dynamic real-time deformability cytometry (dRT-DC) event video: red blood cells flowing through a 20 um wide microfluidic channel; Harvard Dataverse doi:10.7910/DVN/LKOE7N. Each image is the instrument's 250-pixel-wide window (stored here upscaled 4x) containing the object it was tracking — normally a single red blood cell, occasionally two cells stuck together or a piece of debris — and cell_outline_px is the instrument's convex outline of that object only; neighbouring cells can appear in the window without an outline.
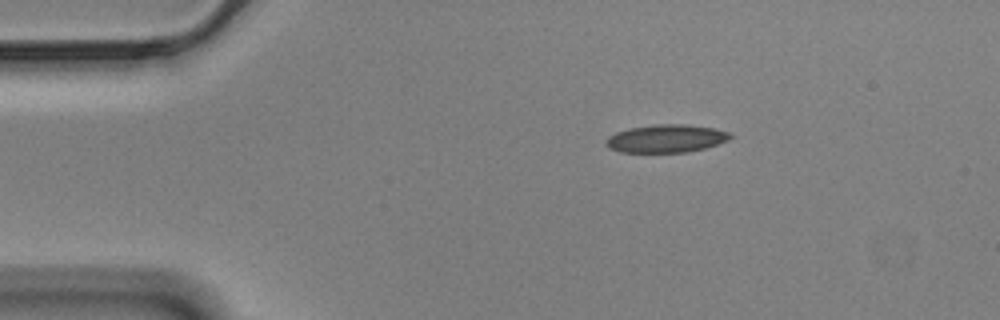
{"species": "Egyptian fruit bat (a non-hibernating species)", "species_latin": "Rousettus aegyptiacus", "temperature_condition": "cold", "stored_images_in_passage": 48, "camera_frame_rate_fps": 3000, "um_per_image_px": 0.085, "animal": {"sex": "male"}, "frame": {"image": 1, "passage_image": 1, "time_ms": 0.0, "image_size_px": [1000, 320], "cell_outline_px": [[732, 136], [728, 140], [704, 148], [688, 152], [620, 152], [608, 148], [604, 144], [608, 136], [616, 132], [628, 128], [656, 124], [684, 124], [712, 128], [728, 132]], "centroid_in_image_um": [56.56, 11.77], "position_along_channel_um": 28.4, "area_um2": 20.17}}
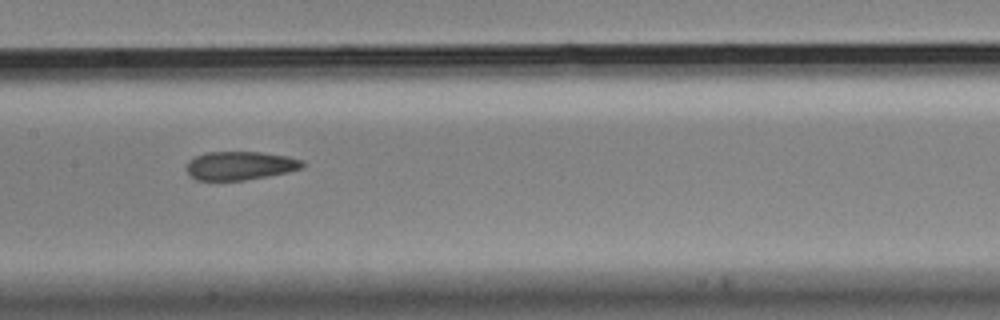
{"frame": {"image": 2, "passage_image": 19, "time_ms": 6.0, "image_size_px": [1000, 320], "cell_outline_px": [[304, 168], [288, 172], [268, 176], [244, 180], [196, 180], [188, 172], [188, 160], [196, 156], [208, 152], [260, 152], [288, 156], [304, 160]], "centroid_in_image_um": [20.46, 14.07], "position_along_channel_um": 186.9, "area_um2": 19.25}}
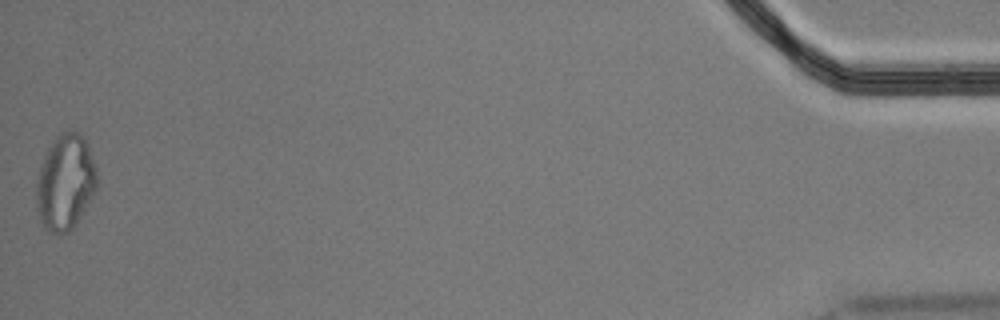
{"frame": {"image": 3, "passage_image": 48, "time_ms": 15.667, "image_size_px": [1000, 320], "cell_outline_px": [[96, 188], [84, 212], [72, 228], [68, 232], [48, 232], [44, 228], [40, 220], [36, 204], [36, 184], [40, 168], [44, 156], [48, 148], [56, 136], [68, 128], [80, 132], [88, 148], [96, 168]], "centroid_in_image_um": [5.53, 15.48], "position_along_channel_um": 429.7, "area_um2": 33.52}, "authors_computed_cell_mechanics": {"area_um2": 20.5768, "velocity_mm_per_s": 3.4991, "shape_relaxation_time_tau1_ms": null, "shape_relaxation_time_tau2_ms": 2.1537, "deformation_change_tau1": null, "deformation_change_tau2": 0.0921}}